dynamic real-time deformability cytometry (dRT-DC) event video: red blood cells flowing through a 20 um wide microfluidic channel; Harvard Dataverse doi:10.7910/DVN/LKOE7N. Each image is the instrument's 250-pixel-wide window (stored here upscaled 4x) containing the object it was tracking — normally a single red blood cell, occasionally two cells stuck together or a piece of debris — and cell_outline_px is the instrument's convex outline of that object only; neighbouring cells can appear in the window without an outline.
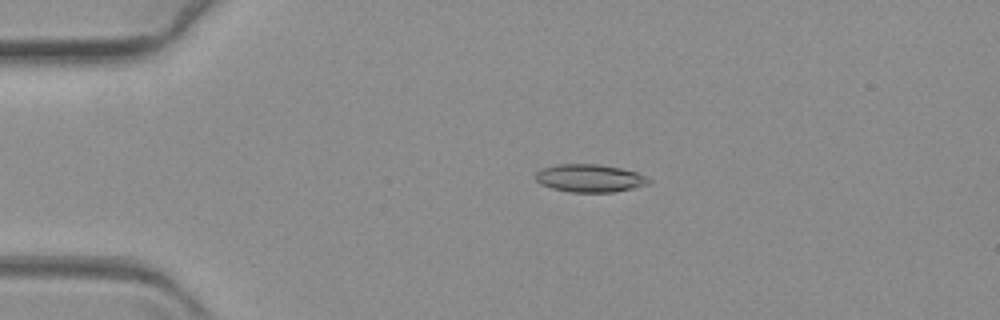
{"species": "common noctule bat (a hibernating species)", "species_latin": "Nyctalus noctula", "temperature_condition": "warm", "stored_images_in_passage": 63, "camera_frame_rate_fps": 3000, "um_per_image_px": 0.085, "animal": {"sex": "female", "body_mass_g": 19.3, "forearm_length_mm": 54.1}, "frame": {"image": 1, "passage_image": 14, "time_ms": 4.333, "image_size_px": [1000, 320], "cell_outline_px": [[652, 180], [648, 184], [632, 188], [612, 192], [568, 192], [552, 188], [540, 184], [536, 180], [536, 172], [540, 168], [556, 164], [600, 164], [620, 168], [636, 172]], "centroid_in_image_um": [50.09, 15.14], "position_along_channel_um": 34.9, "area_um2": 18.38}}
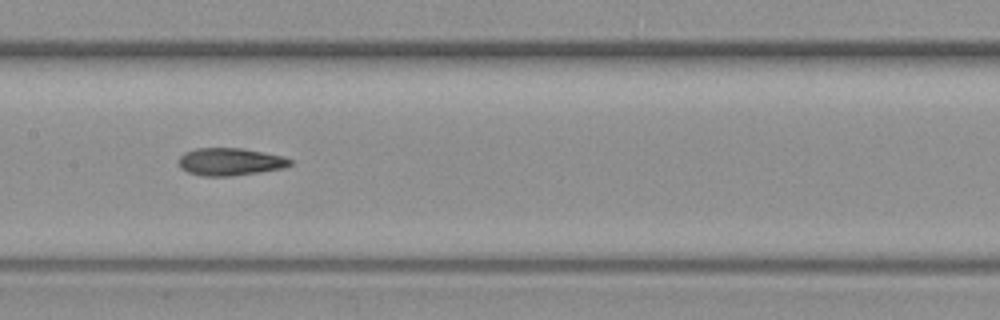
{"frame": {"image": 2, "passage_image": 32, "time_ms": 10.333, "image_size_px": [1000, 320], "cell_outline_px": [[292, 164], [284, 168], [260, 172], [232, 176], [200, 176], [188, 172], [180, 168], [180, 156], [184, 152], [196, 148], [240, 148], [280, 156], [292, 160]], "centroid_in_image_um": [19.53, 13.76], "position_along_channel_um": 187.9, "area_um2": 17.74}}
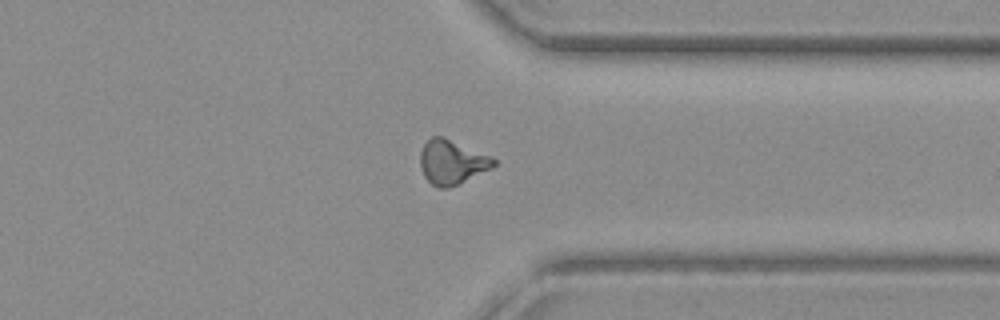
{"frame": {"image": 3, "passage_image": 49, "time_ms": 16.0, "image_size_px": [1000, 320], "cell_outline_px": [[496, 164], [492, 168], [448, 188], [436, 188], [424, 176], [420, 164], [420, 152], [424, 144], [432, 136], [444, 136], [488, 156], [496, 160]], "centroid_in_image_um": [38.37, 13.78], "position_along_channel_um": 373.0, "area_um2": 18.67}}